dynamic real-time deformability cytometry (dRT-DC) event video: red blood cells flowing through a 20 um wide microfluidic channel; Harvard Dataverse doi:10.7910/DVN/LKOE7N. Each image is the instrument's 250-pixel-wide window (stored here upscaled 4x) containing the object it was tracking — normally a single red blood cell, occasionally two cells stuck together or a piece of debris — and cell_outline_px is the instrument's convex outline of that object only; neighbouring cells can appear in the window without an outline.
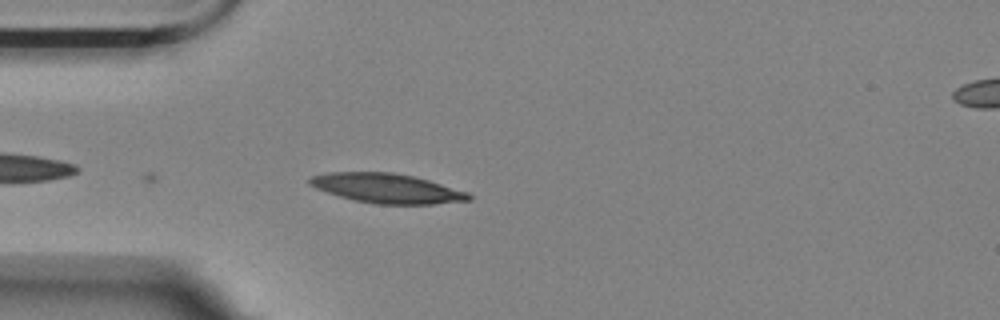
{"species": "Egyptian fruit bat (a non-hibernating species)", "species_latin": "Rousettus aegyptiacus", "temperature_condition": "room temperature", "stored_images_in_passage": 17, "camera_frame_rate_fps": 3000, "um_per_image_px": 0.085, "animal": {"sex": "female"}, "frame": {"image": 1, "passage_image": 4, "time_ms": 1.0, "image_size_px": [1000, 320], "cell_outline_px": [[472, 200], [432, 204], [376, 204], [352, 200], [316, 188], [308, 184], [308, 180], [312, 176], [328, 172], [392, 172], [412, 176], [428, 180], [468, 192], [472, 196]], "centroid_in_image_um": [32.88, 16.01], "position_along_channel_um": 52.1, "area_um2": 27.28}}